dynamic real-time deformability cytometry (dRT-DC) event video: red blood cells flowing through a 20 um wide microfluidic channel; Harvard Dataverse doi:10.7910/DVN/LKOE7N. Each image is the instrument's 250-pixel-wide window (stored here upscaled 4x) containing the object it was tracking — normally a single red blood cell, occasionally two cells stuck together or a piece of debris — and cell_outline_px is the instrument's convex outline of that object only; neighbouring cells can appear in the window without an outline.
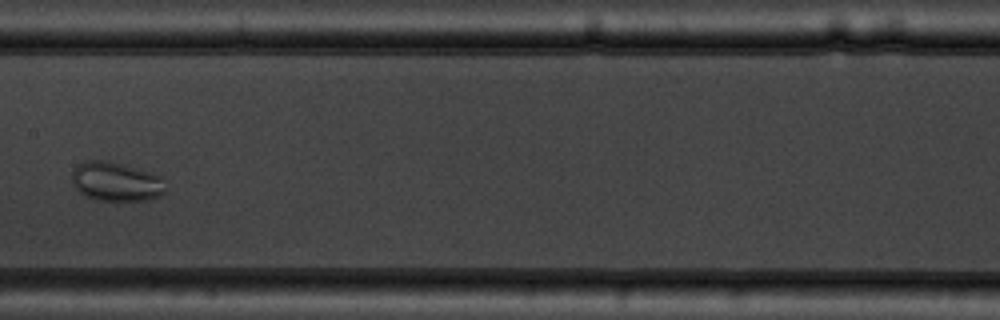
{"species": "common noctule bat (a hibernating species)", "species_latin": "Nyctalus noctula", "temperature_condition": "warm", "stored_images_in_passage": 7, "camera_frame_rate_fps": 3000, "um_per_image_px": 0.085, "animal": {"sex": "male", "body_mass_g": 19.5, "forearm_length_mm": 54.6}, "frame": {"image": 1, "passage_image": 7, "time_ms": 7.0, "image_size_px": [1000, 320], "cell_outline_px": [[164, 192], [160, 196], [148, 200], [96, 200], [84, 196], [72, 184], [72, 172], [80, 164], [88, 160], [108, 160], [152, 172], [164, 176]], "centroid_in_image_um": [9.89, 15.43], "position_along_channel_um": 197.5, "area_um2": 21.5}}